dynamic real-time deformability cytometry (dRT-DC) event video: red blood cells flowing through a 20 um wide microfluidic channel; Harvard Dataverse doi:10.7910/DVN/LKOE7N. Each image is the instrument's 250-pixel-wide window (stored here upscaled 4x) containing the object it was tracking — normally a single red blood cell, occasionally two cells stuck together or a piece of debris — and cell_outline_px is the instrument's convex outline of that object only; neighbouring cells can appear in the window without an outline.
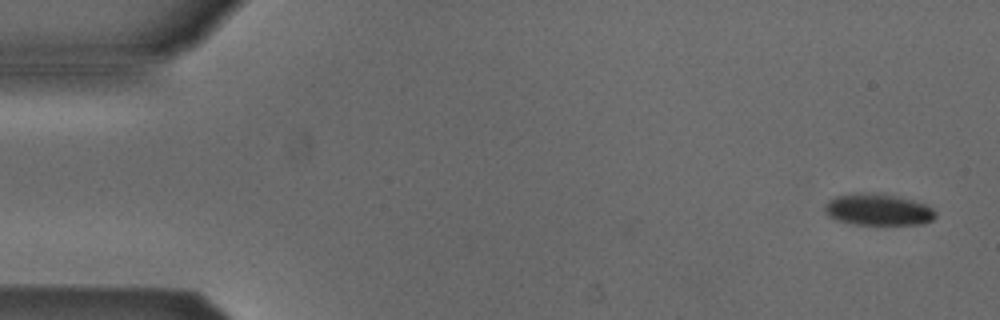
{"species": "Egyptian fruit bat (a non-hibernating species)", "species_latin": "Rousettus aegyptiacus", "temperature_condition": "cold", "stored_images_in_passage": 6, "camera_frame_rate_fps": 3000, "um_per_image_px": 0.085, "animal": {"sex": "male"}, "frame": {"image": 1, "passage_image": 1, "time_ms": 0.0, "image_size_px": [1000, 320], "cell_outline_px": [[936, 216], [932, 220], [924, 224], [852, 224], [836, 220], [828, 216], [824, 212], [824, 204], [828, 200], [836, 196], [856, 192], [860, 192], [896, 196], [928, 204], [936, 212]], "centroid_in_image_um": [74.61, 17.82], "position_along_channel_um": 10.4, "area_um2": 20.52}}
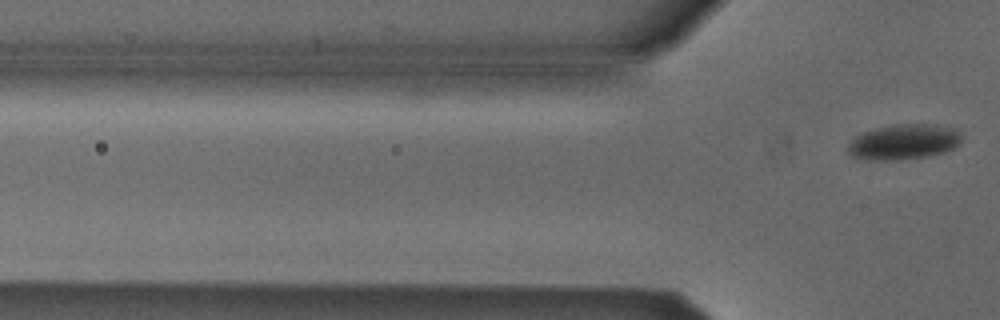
{"frame": {"image": 2, "passage_image": 6, "time_ms": 1.667, "image_size_px": [1000, 320], "cell_outline_px": [[960, 144], [944, 152], [924, 156], [884, 160], [876, 160], [852, 156], [848, 152], [848, 144], [860, 132], [892, 124], [936, 124], [952, 128], [960, 132]], "centroid_in_image_um": [76.81, 12.03], "position_along_channel_um": 49.0, "area_um2": 23.06}}